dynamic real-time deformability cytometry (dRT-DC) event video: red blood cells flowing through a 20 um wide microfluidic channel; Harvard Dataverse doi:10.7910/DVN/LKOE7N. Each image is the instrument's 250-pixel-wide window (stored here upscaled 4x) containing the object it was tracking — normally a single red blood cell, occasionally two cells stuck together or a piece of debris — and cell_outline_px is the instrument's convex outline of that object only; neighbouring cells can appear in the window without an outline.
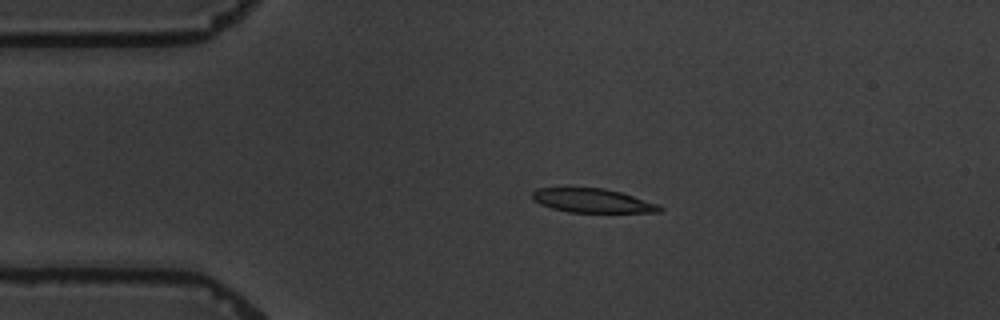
{"species": "common noctule bat (a hibernating species)", "species_latin": "Nyctalus noctula", "temperature_condition": "warm", "stored_images_in_passage": 4, "camera_frame_rate_fps": 3000, "um_per_image_px": 0.085, "animal": {"sex": "male", "body_mass_g": 19.5, "forearm_length_mm": 54.6}, "frame": {"image": 1, "passage_image": 3, "time_ms": 2.333, "image_size_px": [1000, 320], "cell_outline_px": [[664, 208], [660, 212], [568, 212], [552, 208], [540, 204], [532, 196], [532, 192], [536, 188], [604, 188], [620, 192], [660, 204]], "centroid_in_image_um": [50.4, 17.05], "position_along_channel_um": 34.6, "area_um2": 17.69}}